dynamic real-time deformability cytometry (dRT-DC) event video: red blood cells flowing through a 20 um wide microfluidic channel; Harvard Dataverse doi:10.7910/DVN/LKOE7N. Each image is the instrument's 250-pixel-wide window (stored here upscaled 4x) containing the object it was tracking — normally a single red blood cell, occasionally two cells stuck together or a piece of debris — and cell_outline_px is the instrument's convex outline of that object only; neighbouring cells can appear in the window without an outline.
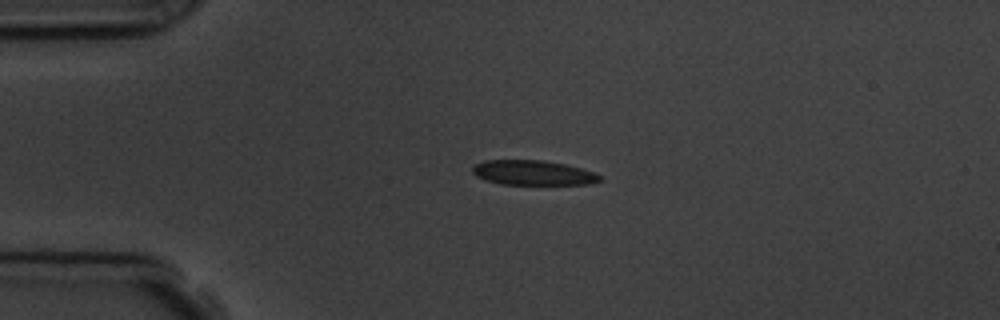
{"species": "common noctule bat (a hibernating species)", "species_latin": "Nyctalus noctula", "temperature_condition": "room temperature", "stored_images_in_passage": 5, "camera_frame_rate_fps": 3000, "um_per_image_px": 0.085, "animal": {"sex": "male", "body_mass_g": 19.5, "forearm_length_mm": 54.6}, "frame": {"image": 1, "passage_image": 3, "time_ms": 2.333, "image_size_px": [1000, 320], "cell_outline_px": [[604, 180], [588, 184], [500, 184], [484, 180], [476, 176], [472, 172], [472, 168], [476, 164], [484, 160], [544, 160], [564, 164], [580, 168], [604, 176]], "centroid_in_image_um": [45.31, 14.68], "position_along_channel_um": 39.7, "area_um2": 18.44}}